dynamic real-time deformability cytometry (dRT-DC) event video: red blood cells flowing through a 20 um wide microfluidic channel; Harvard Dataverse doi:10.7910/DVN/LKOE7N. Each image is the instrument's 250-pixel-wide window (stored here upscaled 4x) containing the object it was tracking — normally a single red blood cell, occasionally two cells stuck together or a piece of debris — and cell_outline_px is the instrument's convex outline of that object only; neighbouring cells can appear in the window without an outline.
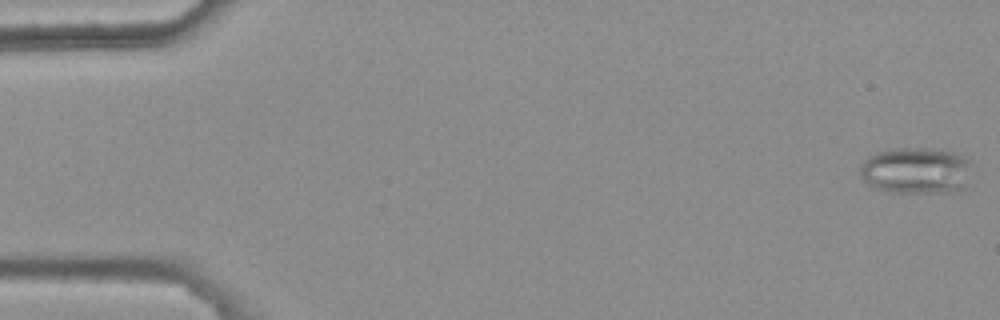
{"species": "common noctule bat (a hibernating species)", "species_latin": "Nyctalus noctula", "temperature_condition": "warm", "stored_images_in_passage": 48, "camera_frame_rate_fps": 3000, "um_per_image_px": 0.085, "animal": {"sex": "female", "body_mass_g": 25.1}, "frame": {"image": 1, "passage_image": 1, "time_ms": 0.0, "image_size_px": [1000, 320], "cell_outline_px": [[968, 164], [964, 188], [948, 192], [888, 192], [876, 188], [868, 184], [860, 176], [860, 164], [868, 156], [876, 152], [892, 148], [924, 148], [952, 152], [968, 160]], "centroid_in_image_um": [77.76, 14.49], "position_along_channel_um": 7.2, "area_um2": 29.82}}
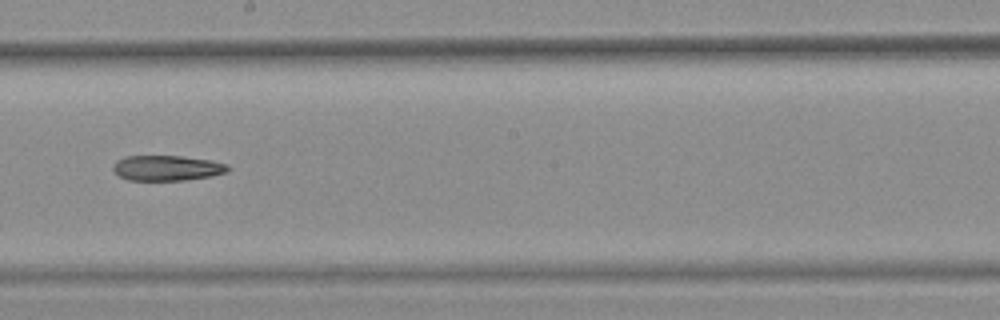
{"frame": {"image": 2, "passage_image": 31, "time_ms": 10.0, "image_size_px": [1000, 320], "cell_outline_px": [[232, 168], [228, 172], [212, 176], [184, 180], [128, 180], [120, 176], [112, 168], [112, 164], [116, 160], [124, 156], [184, 156], [212, 160], [228, 164]], "centroid_in_image_um": [14.23, 14.27], "position_along_channel_um": 234.0, "area_um2": 17.17}}
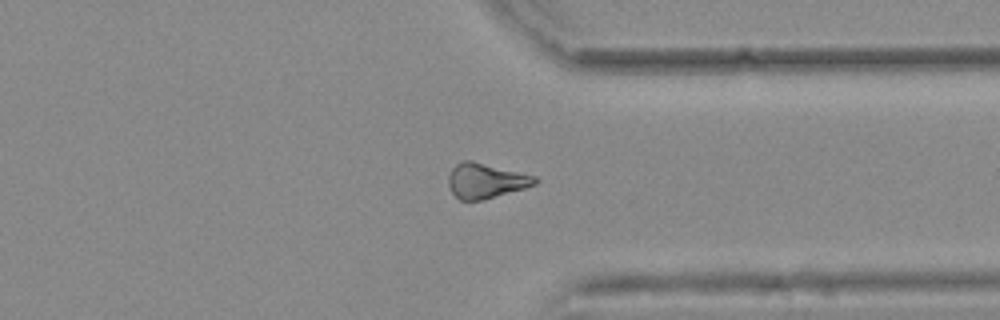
{"frame": {"image": 3, "passage_image": 42, "time_ms": 13.667, "image_size_px": [1000, 320], "cell_outline_px": [[540, 180], [536, 184], [524, 188], [484, 200], [460, 200], [448, 188], [448, 176], [452, 168], [456, 164], [464, 160], [472, 160], [536, 176]], "centroid_in_image_um": [41.29, 15.36], "position_along_channel_um": 370.1, "area_um2": 17.74}}